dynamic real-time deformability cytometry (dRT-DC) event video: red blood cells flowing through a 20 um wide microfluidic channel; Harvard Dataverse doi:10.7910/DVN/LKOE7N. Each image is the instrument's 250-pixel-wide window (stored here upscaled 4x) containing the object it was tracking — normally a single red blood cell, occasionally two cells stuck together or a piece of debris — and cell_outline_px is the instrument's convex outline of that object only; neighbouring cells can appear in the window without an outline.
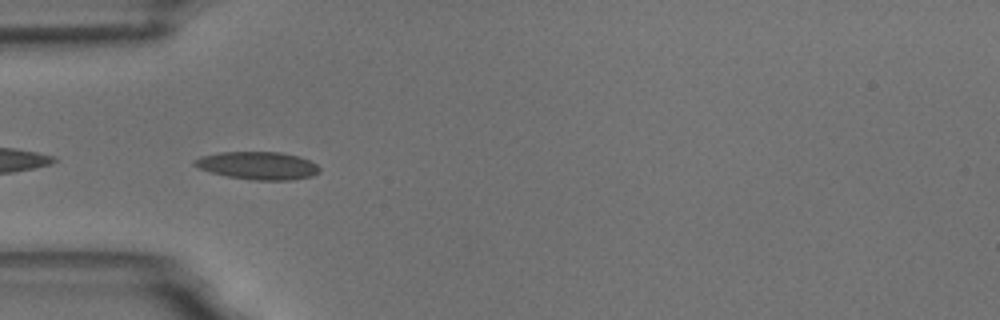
{"species": "common noctule bat (a hibernating species)", "species_latin": "Nyctalus noctula", "temperature_condition": "room temperature", "stored_images_in_passage": 9, "camera_frame_rate_fps": 3000, "um_per_image_px": 0.085, "animal": {"sex": "male", "body_mass_g": 18.8}, "frame": {"image": 1, "passage_image": 2, "time_ms": 0.333, "image_size_px": [1000, 320], "cell_outline_px": [[320, 172], [312, 176], [292, 180], [252, 180], [228, 176], [212, 172], [200, 168], [192, 164], [192, 160], [200, 156], [220, 152], [280, 152], [300, 156], [316, 164], [320, 168]], "centroid_in_image_um": [21.93, 14.07], "position_along_channel_um": 63.1, "area_um2": 20.29}}